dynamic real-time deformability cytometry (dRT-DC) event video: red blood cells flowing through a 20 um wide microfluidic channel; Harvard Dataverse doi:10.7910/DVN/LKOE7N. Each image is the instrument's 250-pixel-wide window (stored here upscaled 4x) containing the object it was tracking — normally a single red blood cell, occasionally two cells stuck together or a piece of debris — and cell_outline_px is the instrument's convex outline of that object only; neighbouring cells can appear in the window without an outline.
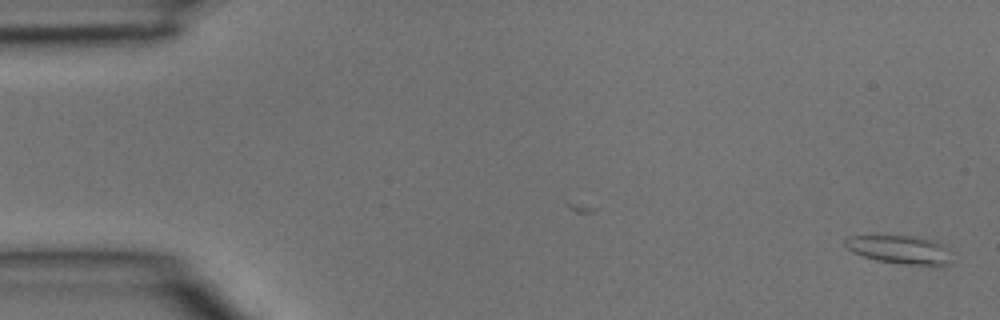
{"species": "common noctule bat (a hibernating species)", "species_latin": "Nyctalus noctula", "temperature_condition": "room temperature", "stored_images_in_passage": 3, "camera_frame_rate_fps": 3000, "um_per_image_px": 0.085, "animal": {"sex": "male", "body_mass_g": 15.6}, "frame": {"image": 1, "passage_image": 3, "time_ms": 0.667, "image_size_px": [1000, 320], "cell_outline_px": [[952, 264], [936, 268], [932, 268], [876, 260], [852, 252], [844, 244], [844, 240], [848, 236], [908, 236], [932, 240], [940, 244], [944, 248]], "centroid_in_image_um": [76.5, 21.27], "position_along_channel_um": 8.5, "area_um2": 17.69}}